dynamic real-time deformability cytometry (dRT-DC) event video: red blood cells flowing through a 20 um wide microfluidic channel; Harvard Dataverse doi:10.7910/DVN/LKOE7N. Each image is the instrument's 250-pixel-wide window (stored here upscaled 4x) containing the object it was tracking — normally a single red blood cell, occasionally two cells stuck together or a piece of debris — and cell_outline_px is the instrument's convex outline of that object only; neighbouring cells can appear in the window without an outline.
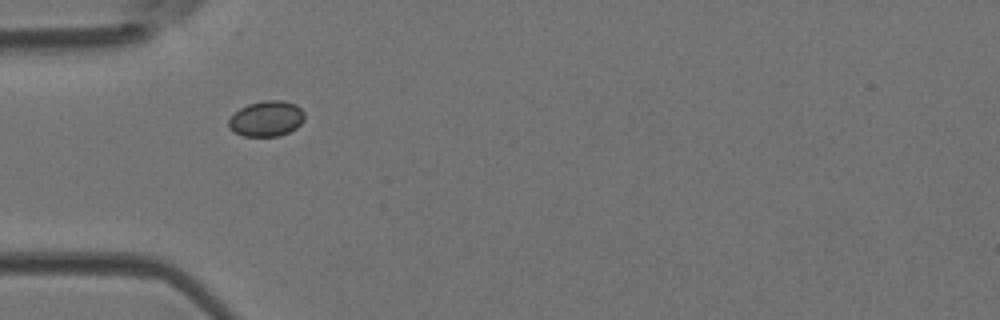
{"species": "Egyptian fruit bat (a non-hibernating species)", "species_latin": "Rousettus aegyptiacus", "temperature_condition": "room temperature", "stored_images_in_passage": 7, "camera_frame_rate_fps": 3000, "um_per_image_px": 0.085, "animal": {"sex": "female"}, "frame": {"image": 1, "passage_image": 4, "time_ms": 1.0, "image_size_px": [1000, 320], "cell_outline_px": [[304, 120], [296, 128], [280, 136], [244, 136], [228, 128], [228, 120], [240, 108], [248, 104], [264, 100], [284, 100], [296, 104], [304, 112]], "centroid_in_image_um": [22.66, 10.08], "position_along_channel_um": 62.3, "area_um2": 15.72}}
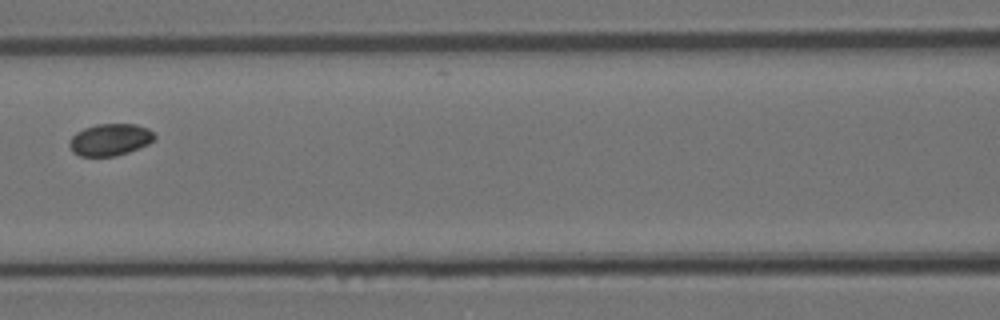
{"frame": {"image": 2, "passage_image": 6, "time_ms": 1.667, "image_size_px": [1000, 320], "cell_outline_px": [[156, 136], [148, 144], [140, 148], [116, 156], [80, 156], [72, 152], [68, 144], [68, 140], [76, 132], [84, 128], [96, 124], [136, 124], [148, 128]], "centroid_in_image_um": [9.32, 11.87], "position_along_channel_um": 157.3, "area_um2": 15.95}}
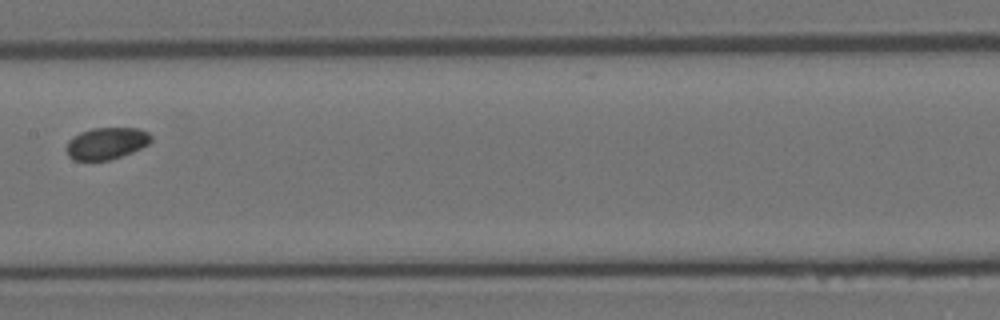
{"frame": {"image": 3, "passage_image": 7, "time_ms": 2.0, "image_size_px": [1000, 320], "cell_outline_px": [[152, 140], [148, 144], [132, 152], [108, 160], [72, 160], [68, 156], [64, 148], [68, 140], [72, 136], [80, 132], [92, 128], [140, 128], [148, 132], [152, 136]], "centroid_in_image_um": [9.01, 12.17], "position_along_channel_um": 198.4, "area_um2": 15.9}}